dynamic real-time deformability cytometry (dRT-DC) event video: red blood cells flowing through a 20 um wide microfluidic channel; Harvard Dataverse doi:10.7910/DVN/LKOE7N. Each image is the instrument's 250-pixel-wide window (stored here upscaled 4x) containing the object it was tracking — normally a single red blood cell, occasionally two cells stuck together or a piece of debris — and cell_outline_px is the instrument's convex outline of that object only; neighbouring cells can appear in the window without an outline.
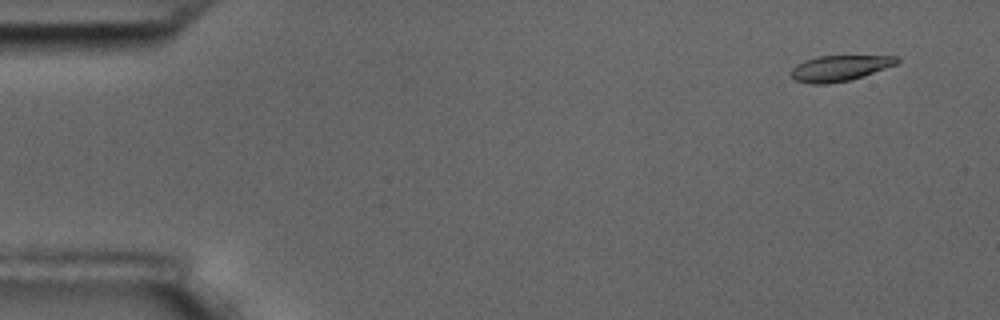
{"species": "common noctule bat (a hibernating species)", "species_latin": "Nyctalus noctula", "temperature_condition": "room temperature", "stored_images_in_passage": 9, "camera_frame_rate_fps": 3000, "um_per_image_px": 0.085, "animal": {"sex": "male", "body_mass_g": 17.5, "forearm_length_mm": 52.3}, "frame": {"image": 1, "passage_image": 1, "time_ms": 0.0, "image_size_px": [1000, 320], "cell_outline_px": [[900, 60], [896, 64], [864, 76], [852, 80], [828, 84], [812, 84], [796, 80], [792, 76], [792, 68], [796, 64], [804, 60], [820, 56], [896, 56]], "centroid_in_image_um": [71.37, 5.8], "position_along_channel_um": 13.6, "area_um2": 15.78}}
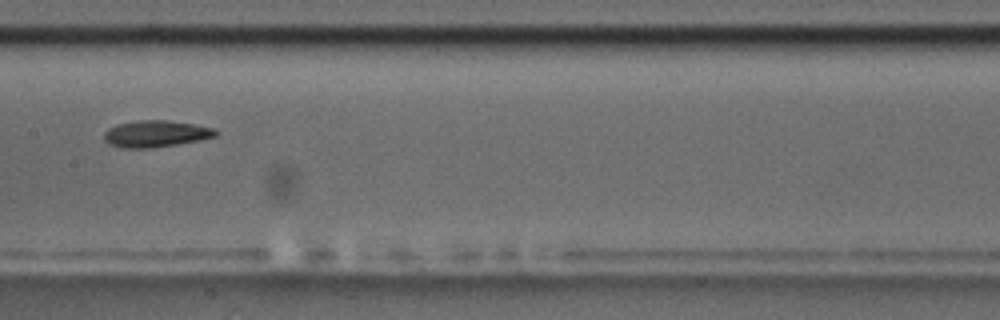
{"frame": {"image": 2, "passage_image": 8, "time_ms": 8.333, "image_size_px": [1000, 320], "cell_outline_px": [[220, 132], [216, 136], [200, 140], [152, 148], [120, 148], [108, 144], [104, 140], [104, 132], [108, 128], [116, 124], [140, 120], [168, 120], [192, 124], [212, 128]], "centroid_in_image_um": [13.2, 11.37], "position_along_channel_um": 194.2, "area_um2": 17.4}}
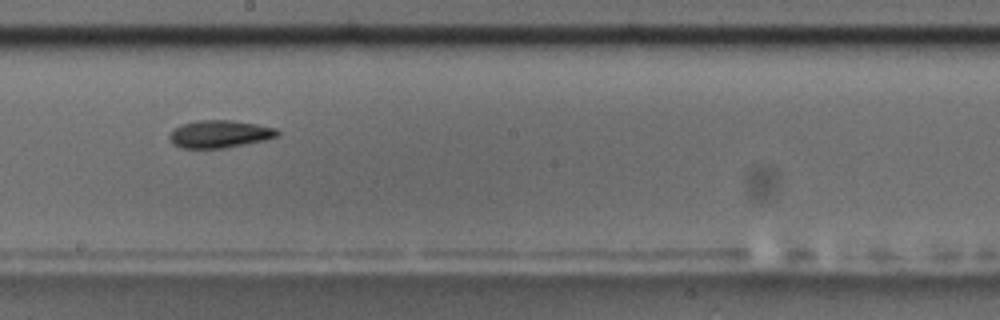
{"frame": {"image": 3, "passage_image": 9, "time_ms": 9.333, "image_size_px": [1000, 320], "cell_outline_px": [[280, 136], [264, 140], [224, 148], [180, 148], [172, 144], [168, 136], [180, 124], [196, 120], [228, 120], [256, 124], [276, 128], [280, 132]], "centroid_in_image_um": [18.66, 11.39], "position_along_channel_um": 229.5, "area_um2": 17.34}}